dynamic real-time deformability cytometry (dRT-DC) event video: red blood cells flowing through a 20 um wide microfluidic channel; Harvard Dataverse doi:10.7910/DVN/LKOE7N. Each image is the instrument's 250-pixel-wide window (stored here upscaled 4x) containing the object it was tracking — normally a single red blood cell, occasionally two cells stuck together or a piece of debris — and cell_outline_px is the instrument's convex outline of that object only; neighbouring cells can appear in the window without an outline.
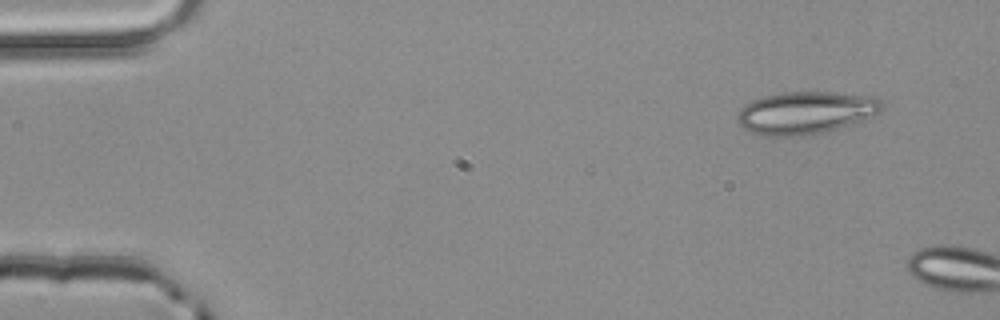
{"species": "common noctule bat (a hibernating species)", "species_latin": "Nyctalus noctula", "temperature_condition": "room temperature", "stored_images_in_passage": 2, "camera_frame_rate_fps": 3000, "um_per_image_px": 0.085, "animal": {"sex": "male", "body_mass_g": 20.4}, "frame": {"image": 1, "passage_image": 1, "time_ms": 0.0, "image_size_px": [1000, 320], "cell_outline_px": [[884, 108], [880, 112], [860, 120], [824, 132], [800, 136], [760, 136], [748, 132], [736, 120], [736, 116], [740, 108], [752, 100], [764, 96], [784, 92], [832, 92], [876, 96], [884, 100]], "centroid_in_image_um": [68.46, 9.57], "position_along_channel_um": 16.5, "area_um2": 36.01}}